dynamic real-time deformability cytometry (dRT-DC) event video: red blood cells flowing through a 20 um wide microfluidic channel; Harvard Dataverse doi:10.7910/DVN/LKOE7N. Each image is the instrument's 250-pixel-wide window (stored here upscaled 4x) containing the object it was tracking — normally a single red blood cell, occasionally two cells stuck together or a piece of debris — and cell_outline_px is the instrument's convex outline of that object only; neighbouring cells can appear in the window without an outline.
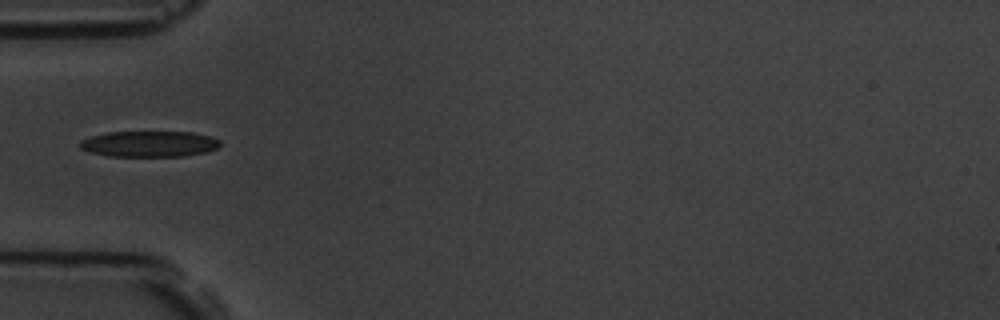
{"species": "common noctule bat (a hibernating species)", "species_latin": "Nyctalus noctula", "temperature_condition": "room temperature", "stored_images_in_passage": 8, "camera_frame_rate_fps": 3000, "um_per_image_px": 0.085, "animal": {"sex": "male", "body_mass_g": 19.5, "forearm_length_mm": 54.6}, "frame": {"image": 1, "passage_image": 5, "time_ms": 4.667, "image_size_px": [1000, 320], "cell_outline_px": [[220, 144], [216, 148], [204, 152], [184, 156], [108, 156], [92, 152], [80, 148], [80, 140], [92, 136], [108, 132], [192, 132], [212, 136], [220, 140]], "centroid_in_image_um": [12.7, 12.23], "position_along_channel_um": 72.3, "area_um2": 21.04}}
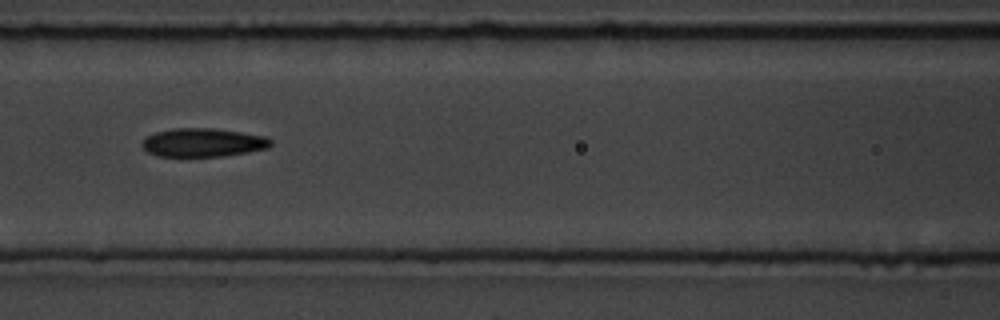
{"frame": {"image": 2, "passage_image": 7, "time_ms": 6.667, "image_size_px": [1000, 320], "cell_outline_px": [[272, 144], [268, 148], [248, 152], [224, 156], [156, 156], [148, 152], [140, 144], [148, 136], [156, 132], [172, 128], [212, 128], [268, 136], [272, 140]], "centroid_in_image_um": [17.28, 12.11], "position_along_channel_um": 149.3, "area_um2": 21.44}}
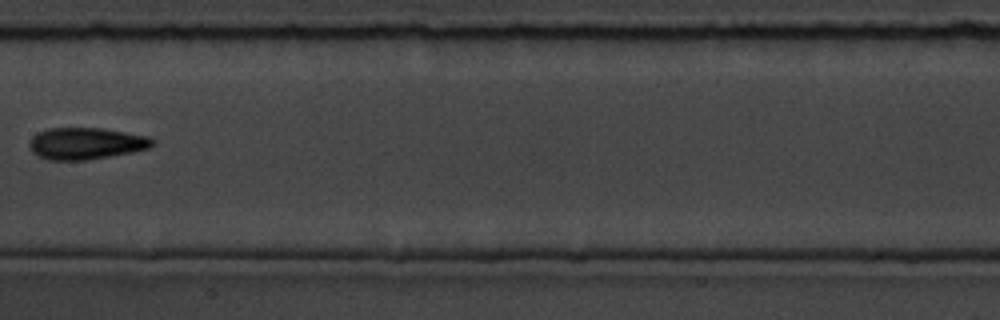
{"frame": {"image": 3, "passage_image": 8, "time_ms": 8.0, "image_size_px": [1000, 320], "cell_outline_px": [[152, 144], [148, 148], [132, 152], [88, 160], [48, 160], [32, 152], [28, 144], [28, 140], [36, 132], [48, 128], [104, 128], [148, 136], [152, 140]], "centroid_in_image_um": [7.24, 12.19], "position_along_channel_um": 200.2, "area_um2": 22.83}}